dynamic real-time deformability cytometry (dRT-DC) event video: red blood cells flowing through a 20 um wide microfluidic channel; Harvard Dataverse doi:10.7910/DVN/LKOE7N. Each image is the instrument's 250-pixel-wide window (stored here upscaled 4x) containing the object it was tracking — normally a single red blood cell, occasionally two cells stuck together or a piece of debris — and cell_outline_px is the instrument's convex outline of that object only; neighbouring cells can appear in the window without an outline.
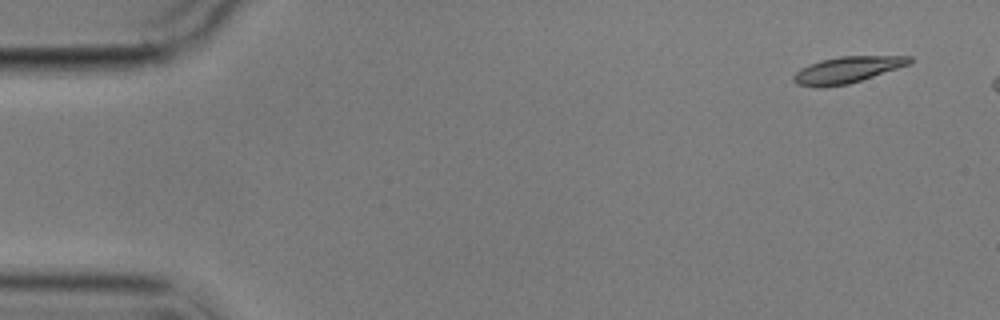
{"species": "common noctule bat (a hibernating species)", "species_latin": "Nyctalus noctula", "temperature_condition": "cold", "stored_images_in_passage": 6, "camera_frame_rate_fps": 3000, "um_per_image_px": 0.085, "animal": {"sex": "male", "body_mass_g": 17.9}, "frame": {"image": 1, "passage_image": 1, "time_ms": 0.0, "image_size_px": [1000, 320], "cell_outline_px": [[912, 64], [848, 84], [816, 88], [796, 84], [792, 80], [792, 76], [800, 68], [820, 60], [840, 56], [912, 56]], "centroid_in_image_um": [72.0, 5.94], "position_along_channel_um": 13.0, "area_um2": 17.98}}